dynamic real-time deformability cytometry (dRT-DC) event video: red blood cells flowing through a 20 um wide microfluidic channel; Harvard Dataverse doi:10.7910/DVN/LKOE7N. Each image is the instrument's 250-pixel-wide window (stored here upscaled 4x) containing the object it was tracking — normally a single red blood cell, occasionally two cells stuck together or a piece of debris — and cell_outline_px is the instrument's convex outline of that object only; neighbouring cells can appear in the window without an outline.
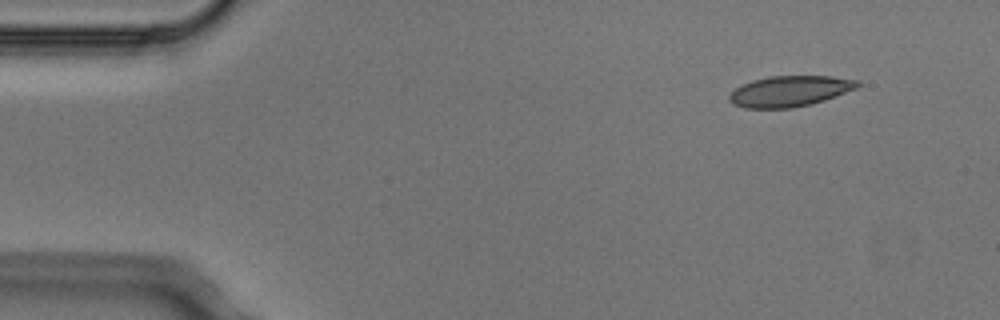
{"species": "Egyptian fruit bat (a non-hibernating species)", "species_latin": "Rousettus aegyptiacus", "temperature_condition": "cold", "stored_images_in_passage": 7, "camera_frame_rate_fps": 3000, "um_per_image_px": 0.085, "animal": {"sex": "male"}, "frame": {"image": 1, "passage_image": 2, "time_ms": 0.333, "image_size_px": [1000, 320], "cell_outline_px": [[860, 84], [856, 88], [836, 96], [812, 104], [792, 108], [744, 108], [732, 104], [728, 100], [728, 96], [736, 88], [752, 80], [768, 76], [832, 76], [860, 80]], "centroid_in_image_um": [67.13, 7.75], "position_along_channel_um": 17.9, "area_um2": 23.06}}
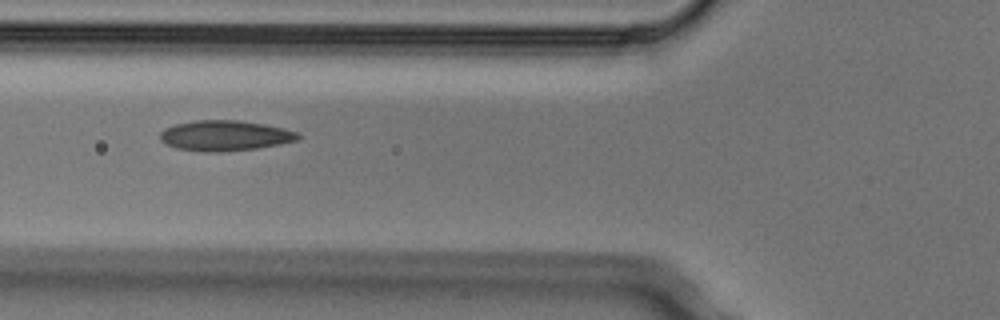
{"frame": {"image": 2, "passage_image": 6, "time_ms": 1.667, "image_size_px": [1000, 320], "cell_outline_px": [[300, 140], [280, 144], [256, 148], [220, 152], [208, 152], [176, 148], [160, 140], [160, 132], [164, 128], [176, 124], [196, 120], [240, 120], [264, 124], [284, 128], [300, 132]], "centroid_in_image_um": [19.16, 11.52], "position_along_channel_um": 106.6, "area_um2": 24.51}}
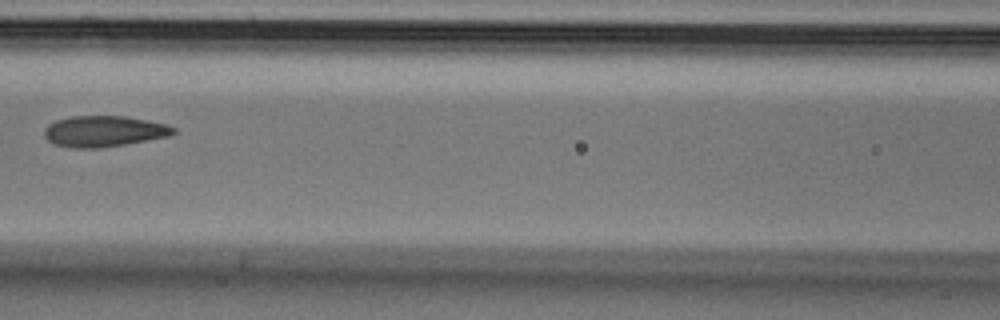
{"frame": {"image": 3, "passage_image": 7, "time_ms": 2.0, "image_size_px": [1000, 320], "cell_outline_px": [[176, 132], [168, 136], [124, 144], [100, 148], [72, 148], [56, 144], [48, 140], [44, 136], [44, 128], [48, 124], [56, 120], [72, 116], [124, 116], [164, 124], [176, 128]], "centroid_in_image_um": [8.79, 11.16], "position_along_channel_um": 157.8, "area_um2": 23.06}}